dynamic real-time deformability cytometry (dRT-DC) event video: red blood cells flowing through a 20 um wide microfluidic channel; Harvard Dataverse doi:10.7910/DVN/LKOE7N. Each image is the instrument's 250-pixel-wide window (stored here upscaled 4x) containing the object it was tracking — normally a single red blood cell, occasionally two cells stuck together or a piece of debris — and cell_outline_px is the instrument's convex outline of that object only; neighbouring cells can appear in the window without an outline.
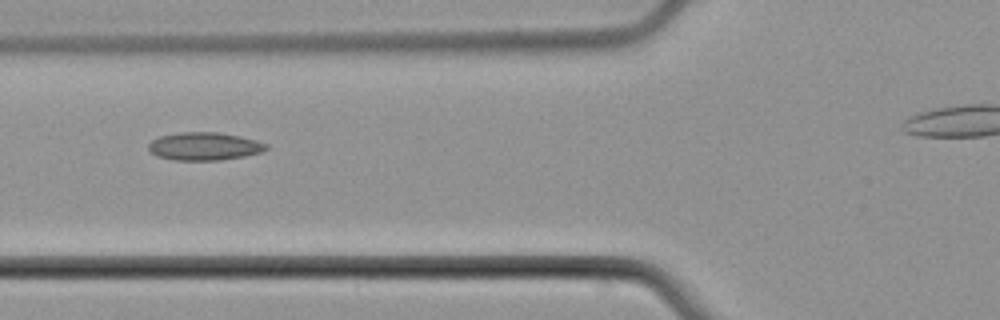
{"species": "common noctule bat (a hibernating species)", "species_latin": "Nyctalus noctula", "temperature_condition": "cold", "stored_images_in_passage": 4, "camera_frame_rate_fps": 3000, "um_per_image_px": 0.085, "animal": {"sex": "male", "body_mass_g": 21.5, "forearm_length_mm": 52.0}, "frame": {"image": 1, "passage_image": 3, "time_ms": 2.333, "image_size_px": [1000, 320], "cell_outline_px": [[268, 148], [260, 152], [244, 156], [220, 160], [172, 160], [156, 156], [148, 148], [148, 144], [152, 140], [160, 136], [180, 132], [220, 132], [240, 136], [256, 140], [268, 144]], "centroid_in_image_um": [17.36, 12.43], "position_along_channel_um": 108.4, "area_um2": 19.19}}
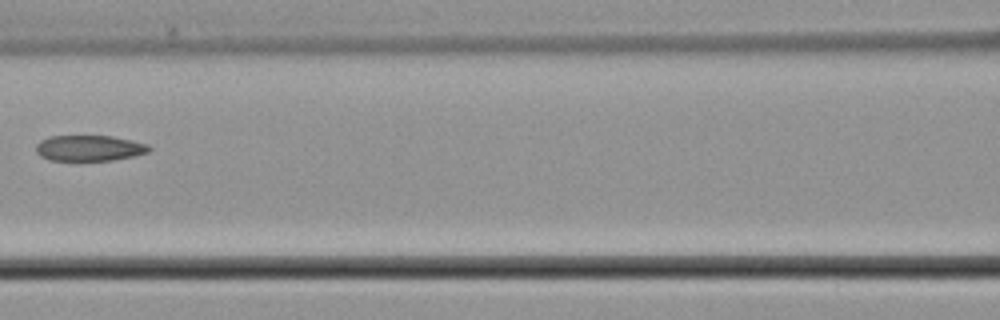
{"frame": {"image": 2, "passage_image": 4, "time_ms": 3.667, "image_size_px": [1000, 320], "cell_outline_px": [[152, 148], [148, 152], [136, 156], [112, 160], [48, 160], [40, 156], [36, 152], [36, 144], [40, 140], [48, 136], [112, 136], [132, 140], [148, 144]], "centroid_in_image_um": [7.59, 12.58], "position_along_channel_um": 159.0, "area_um2": 17.11}}